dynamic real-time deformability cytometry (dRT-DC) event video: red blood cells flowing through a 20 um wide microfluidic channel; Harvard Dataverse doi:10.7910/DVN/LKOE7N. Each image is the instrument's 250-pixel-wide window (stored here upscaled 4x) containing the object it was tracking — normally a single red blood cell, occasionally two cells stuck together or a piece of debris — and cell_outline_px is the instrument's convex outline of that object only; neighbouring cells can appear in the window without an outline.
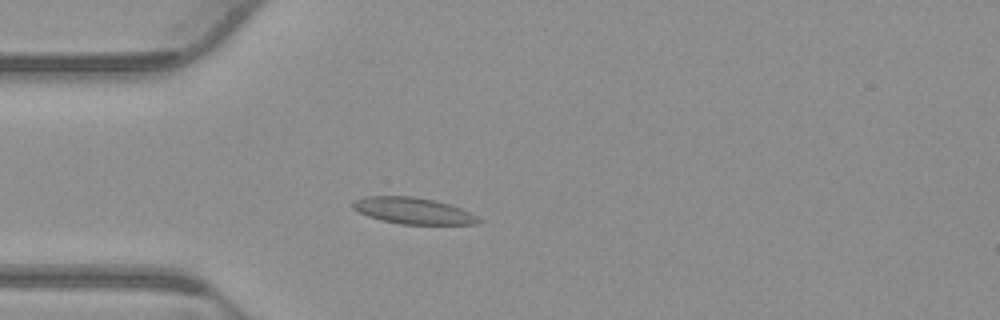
{"species": "common noctule bat (a hibernating species)", "species_latin": "Nyctalus noctula", "temperature_condition": "warm", "stored_images_in_passage": 52, "camera_frame_rate_fps": 3000, "um_per_image_px": 0.085, "animal": {"sex": "male", "body_mass_g": 23.1, "forearm_length_mm": 52.7}, "frame": {"image": 1, "passage_image": 13, "time_ms": 4.0, "image_size_px": [1000, 320], "cell_outline_px": [[484, 220], [480, 224], [400, 224], [380, 220], [368, 216], [352, 208], [348, 204], [352, 200], [364, 196], [412, 196], [436, 200], [460, 208]], "centroid_in_image_um": [35.06, 17.91], "position_along_channel_um": 49.9, "area_um2": 19.54}}
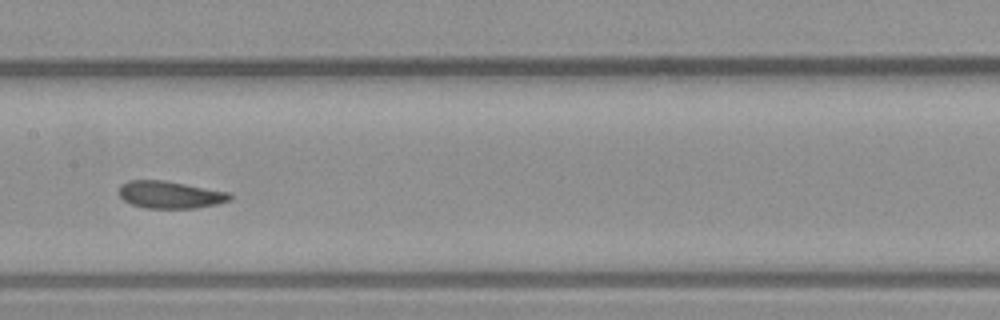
{"frame": {"image": 2, "passage_image": 25, "time_ms": 8.0, "image_size_px": [1000, 320], "cell_outline_px": [[232, 196], [228, 200], [216, 204], [196, 208], [144, 208], [132, 204], [124, 200], [120, 196], [120, 184], [128, 180], [164, 180], [228, 192]], "centroid_in_image_um": [14.42, 16.55], "position_along_channel_um": 193.0, "area_um2": 17.46}}
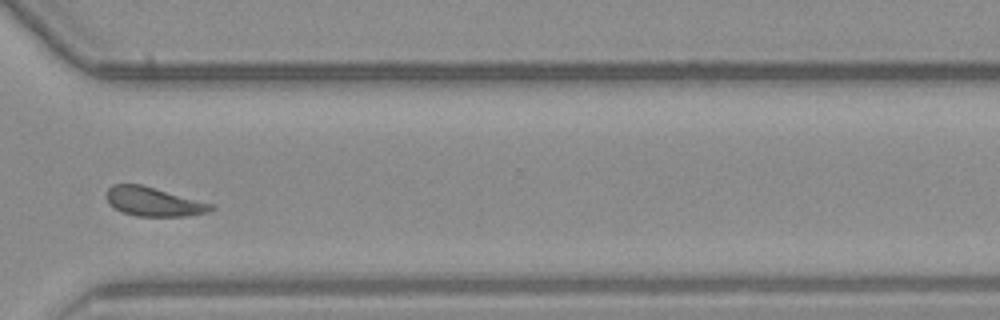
{"frame": {"image": 3, "passage_image": 38, "time_ms": 12.333, "image_size_px": [1000, 320], "cell_outline_px": [[216, 208], [208, 212], [184, 216], [136, 216], [124, 212], [116, 208], [108, 200], [108, 188], [112, 184], [140, 184], [212, 204]], "centroid_in_image_um": [13.07, 17.14], "position_along_channel_um": 357.5, "area_um2": 17.17}, "authors_computed_cell_mechanics": {"area_um2": 18.0336, "velocity_mm_per_s": 3.8007, "shape_relaxation_time_tau1_ms": 3.9798, "shape_relaxation_time_tau2_ms": 2.6485, "deformation_change_tau1": 0.1168, "deformation_change_tau2": 0.0884}}